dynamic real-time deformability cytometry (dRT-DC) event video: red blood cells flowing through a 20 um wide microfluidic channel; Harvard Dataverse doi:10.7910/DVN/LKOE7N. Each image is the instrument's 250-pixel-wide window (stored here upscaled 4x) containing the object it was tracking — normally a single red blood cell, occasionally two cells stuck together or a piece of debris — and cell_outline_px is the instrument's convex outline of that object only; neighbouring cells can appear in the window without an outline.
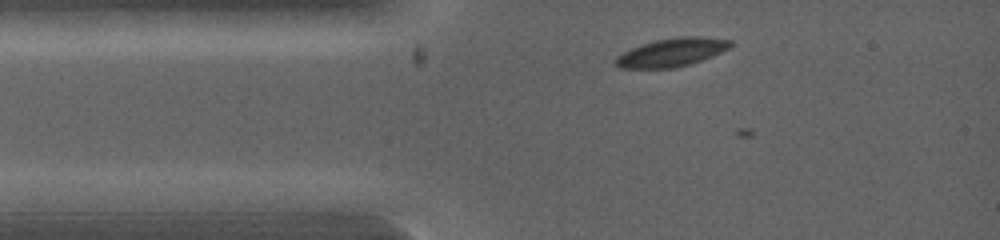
{"species": "common noctule bat (a hibernating species)", "species_latin": "Nyctalus noctula", "temperature_condition": "warm", "stored_images_in_passage": 8, "camera_frame_rate_fps": 5000, "um_per_image_px": 0.085, "animal": {"sex": "female", "body_mass_g": 19.0, "forearm_length_mm": 53.3}, "frame": {"image": 1, "passage_image": 5, "time_ms": 0.6, "image_size_px": [1000, 240], "cell_outline_px": [[732, 44], [728, 48], [720, 52], [700, 60], [676, 68], [620, 68], [616, 64], [616, 56], [640, 44], [656, 40], [676, 36], [700, 36], [732, 40]], "centroid_in_image_um": [57.08, 4.43], "position_along_channel_um": 27.9, "area_um2": 18.79}}